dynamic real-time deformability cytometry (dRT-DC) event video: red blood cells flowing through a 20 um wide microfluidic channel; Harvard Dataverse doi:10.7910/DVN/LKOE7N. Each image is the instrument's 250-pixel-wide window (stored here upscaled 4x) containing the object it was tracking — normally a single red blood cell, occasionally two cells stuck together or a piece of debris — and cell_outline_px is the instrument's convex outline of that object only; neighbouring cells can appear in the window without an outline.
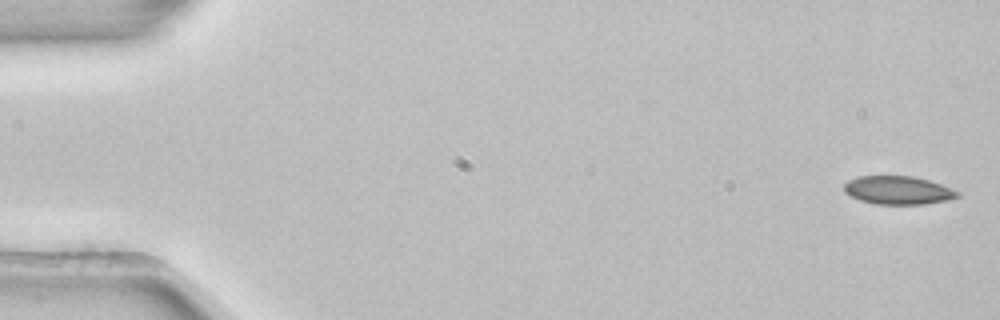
{"species": "common noctule bat (a hibernating species)", "species_latin": "Nyctalus noctula", "temperature_condition": "room temperature", "stored_images_in_passage": 4, "camera_frame_rate_fps": 3000, "um_per_image_px": 0.085, "animal": {"sex": "female", "body_mass_g": 22.7, "forearm_length_mm": 54.2}, "frame": {"image": 1, "passage_image": 1, "time_ms": 0.0, "image_size_px": [1000, 320], "cell_outline_px": [[960, 196], [948, 200], [924, 204], [876, 204], [860, 200], [844, 192], [844, 184], [848, 180], [856, 176], [912, 176], [928, 180], [940, 184], [960, 192]], "centroid_in_image_um": [76.32, 16.17], "position_along_channel_um": 8.7, "area_um2": 18.67}}
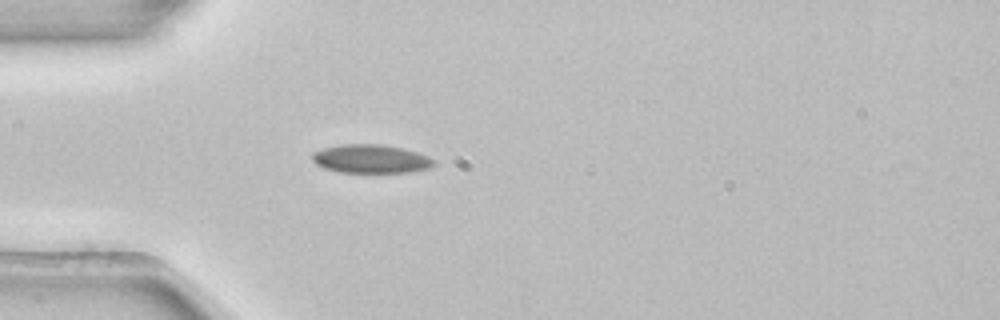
{"frame": {"image": 2, "passage_image": 4, "time_ms": 1.0, "image_size_px": [1000, 320], "cell_outline_px": [[436, 164], [428, 168], [408, 172], [340, 172], [324, 168], [316, 164], [312, 160], [312, 152], [324, 148], [340, 144], [380, 144], [404, 148], [428, 156], [436, 160]], "centroid_in_image_um": [31.52, 13.49], "position_along_channel_um": 53.5, "area_um2": 20.29}}